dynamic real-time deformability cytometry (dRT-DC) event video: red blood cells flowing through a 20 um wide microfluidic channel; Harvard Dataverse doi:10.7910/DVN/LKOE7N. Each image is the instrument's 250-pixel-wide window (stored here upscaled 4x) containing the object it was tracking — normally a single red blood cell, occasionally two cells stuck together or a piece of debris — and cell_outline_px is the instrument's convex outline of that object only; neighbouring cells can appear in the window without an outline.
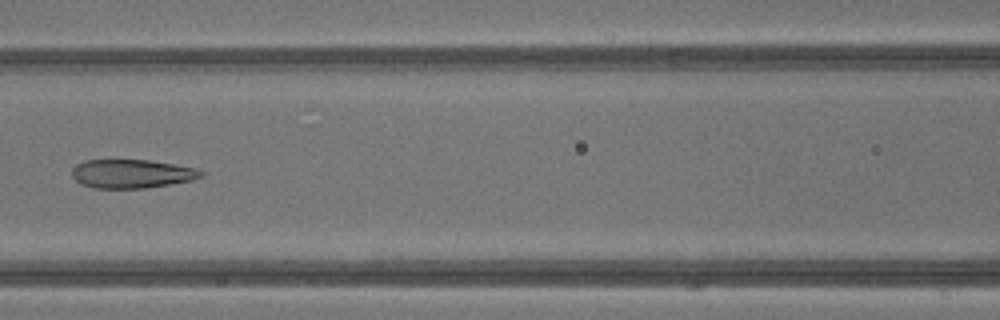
{"species": "common noctule bat (a hibernating species)", "species_latin": "Nyctalus noctula", "temperature_condition": "warm", "stored_images_in_passage": 38, "camera_frame_rate_fps": 3000, "um_per_image_px": 0.085, "animal": {"sex": "male", "body_mass_g": 13.3}, "frame": {"image": 1, "passage_image": 15, "time_ms": 4.667, "image_size_px": [1000, 320], "cell_outline_px": [[204, 176], [192, 180], [172, 184], [144, 188], [96, 188], [80, 184], [72, 176], [72, 168], [76, 164], [84, 160], [148, 160], [176, 164], [200, 168], [204, 172]], "centroid_in_image_um": [11.24, 14.76], "position_along_channel_um": 155.4, "area_um2": 21.85}}
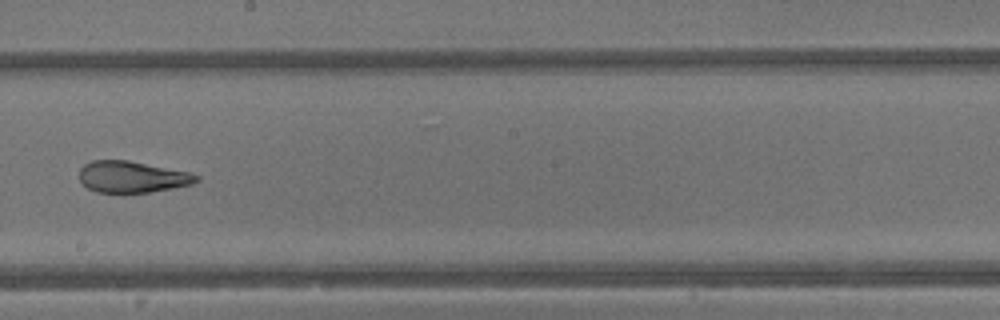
{"frame": {"image": 2, "passage_image": 20, "time_ms": 6.333, "image_size_px": [1000, 320], "cell_outline_px": [[200, 180], [192, 184], [172, 188], [148, 192], [96, 192], [88, 188], [80, 180], [80, 168], [84, 164], [92, 160], [128, 160], [188, 172], [200, 176]], "centroid_in_image_um": [11.23, 15.03], "position_along_channel_um": 237.0, "area_um2": 21.27}}
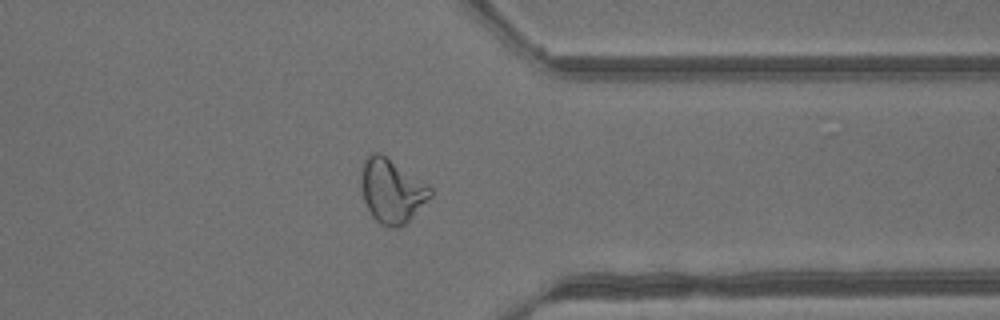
{"frame": {"image": 3, "passage_image": 29, "time_ms": 9.333, "image_size_px": [1000, 320], "cell_outline_px": [[432, 196], [400, 228], [392, 228], [380, 224], [372, 216], [364, 200], [360, 184], [360, 176], [364, 160], [368, 152], [380, 152], [428, 184], [432, 188]], "centroid_in_image_um": [33.28, 16.2], "position_along_channel_um": 378.1, "area_um2": 25.89}, "authors_computed_cell_mechanics": {"area_um2": 25.9233, "velocity_mm_per_s": 4.9223, "shape_relaxation_time_tau1_ms": null, "shape_relaxation_time_tau2_ms": 1.5922, "deformation_change_tau1": null, "deformation_change_tau2": 0.1061}}